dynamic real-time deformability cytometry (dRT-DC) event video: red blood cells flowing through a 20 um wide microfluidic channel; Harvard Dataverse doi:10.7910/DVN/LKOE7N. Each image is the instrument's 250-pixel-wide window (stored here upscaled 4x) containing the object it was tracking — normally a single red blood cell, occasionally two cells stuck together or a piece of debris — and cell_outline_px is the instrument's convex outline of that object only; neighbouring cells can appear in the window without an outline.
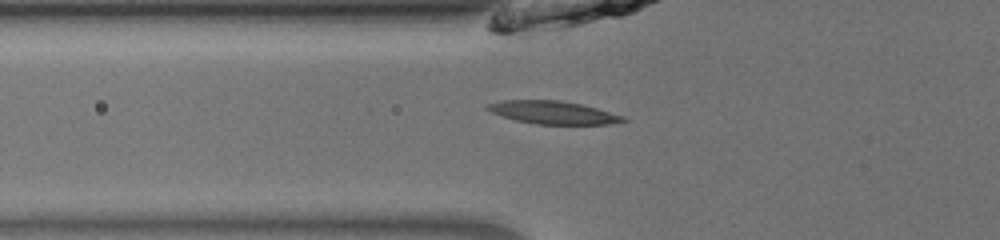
{"species": "common noctule bat (a hibernating species)", "species_latin": "Nyctalus noctula", "temperature_condition": "room temperature", "stored_images_in_passage": 35, "segment_of_instrument_passage": [1, 2], "camera_frame_rate_fps": 3000, "um_per_image_px": 0.085, "animal": {"sex": "male", "body_mass_g": 13.0, "forearm_length_mm": 53.1}, "frame": {"image": 1, "passage_image": 2, "time_ms": 0.333, "image_size_px": [1000, 240], "cell_outline_px": [[628, 120], [608, 124], [536, 124], [516, 120], [492, 112], [484, 108], [484, 104], [500, 100], [560, 100], [580, 104], [596, 108], [624, 116]], "centroid_in_image_um": [46.96, 9.55], "position_along_channel_um": 78.8, "area_um2": 18.03}}
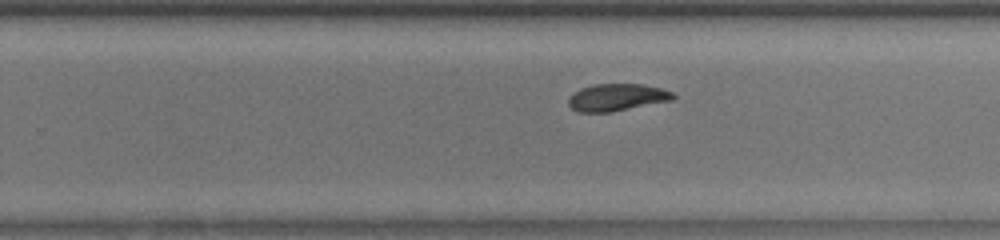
{"frame": {"image": 2, "passage_image": 17, "time_ms": 5.333, "image_size_px": [1000, 240], "cell_outline_px": [[676, 96], [672, 100], [612, 112], [576, 112], [568, 104], [568, 96], [572, 92], [580, 88], [592, 84], [644, 84], [664, 88], [672, 92]], "centroid_in_image_um": [52.41, 8.27], "position_along_channel_um": 277.4, "area_um2": 16.88}}
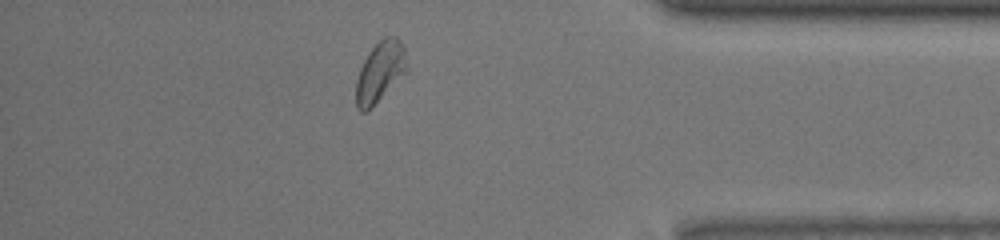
{"frame": {"image": 3, "passage_image": 28, "time_ms": 9.0, "image_size_px": [1000, 240], "cell_outline_px": [[408, 68], [368, 112], [360, 112], [356, 108], [356, 80], [360, 68], [368, 52], [384, 36], [396, 36], [400, 40], [404, 48]], "centroid_in_image_um": [32.28, 6.11], "position_along_channel_um": 402.9, "area_um2": 17.8}}